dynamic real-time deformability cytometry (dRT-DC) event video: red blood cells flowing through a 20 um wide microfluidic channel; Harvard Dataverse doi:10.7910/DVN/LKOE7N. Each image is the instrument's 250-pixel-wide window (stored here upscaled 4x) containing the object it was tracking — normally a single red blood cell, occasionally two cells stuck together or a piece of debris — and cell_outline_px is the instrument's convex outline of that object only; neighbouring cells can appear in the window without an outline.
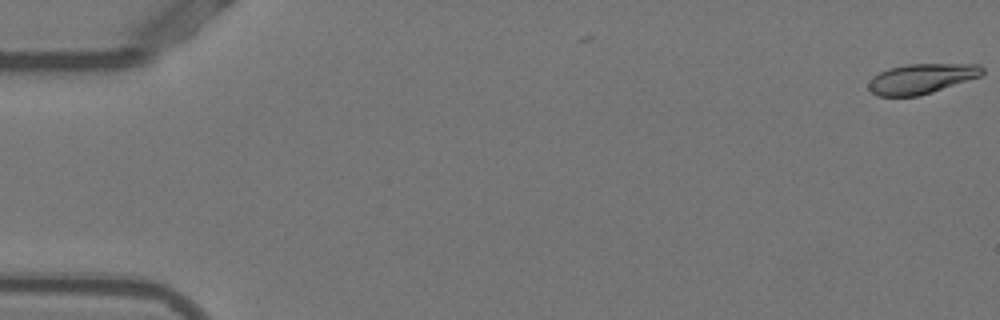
{"species": "Egyptian fruit bat (a non-hibernating species)", "species_latin": "Rousettus aegyptiacus", "temperature_condition": "warm", "stored_images_in_passage": 2, "camera_frame_rate_fps": 3000, "um_per_image_px": 0.085, "animal": {"sex": "female"}, "frame": {"image": 1, "passage_image": 2, "time_ms": 0.333, "image_size_px": [1000, 320], "cell_outline_px": [[984, 72], [980, 76], [920, 96], [876, 96], [868, 88], [868, 84], [872, 76], [888, 68], [908, 64], [980, 64], [984, 68]], "centroid_in_image_um": [78.31, 6.68], "position_along_channel_um": 6.7, "area_um2": 19.88}}